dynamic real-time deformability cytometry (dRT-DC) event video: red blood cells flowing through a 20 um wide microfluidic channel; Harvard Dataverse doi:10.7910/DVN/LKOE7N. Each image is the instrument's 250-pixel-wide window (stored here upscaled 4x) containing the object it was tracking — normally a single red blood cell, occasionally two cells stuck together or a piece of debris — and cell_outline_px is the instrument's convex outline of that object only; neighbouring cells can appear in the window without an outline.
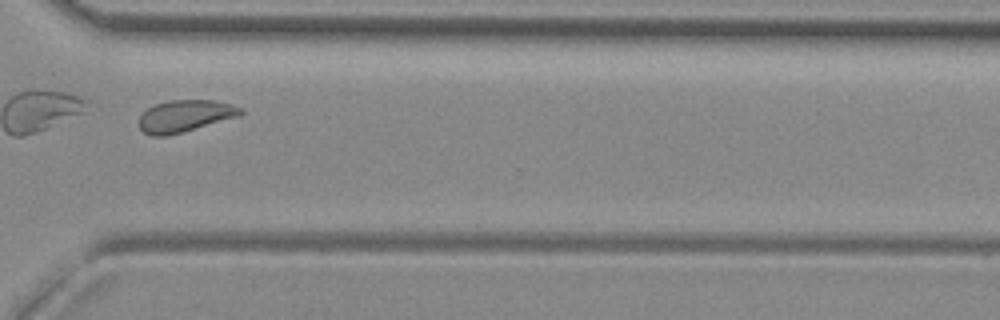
{"species": "common noctule bat (a hibernating species)", "species_latin": "Nyctalus noctula", "temperature_condition": "room temperature", "stored_images_in_passage": 36, "camera_frame_rate_fps": 3000, "um_per_image_px": 0.085, "animal": {"sex": "female", "body_mass_g": 29.2, "forearm_length_mm": 56.3}, "frame": {"image": 1, "passage_image": 26, "time_ms": 8.333, "image_size_px": [1000, 320], "cell_outline_px": [[244, 112], [240, 116], [168, 136], [152, 136], [144, 132], [140, 128], [140, 116], [148, 108], [156, 104], [172, 100], [216, 100], [232, 104], [240, 108]], "centroid_in_image_um": [15.75, 9.86], "position_along_channel_um": 354.8, "area_um2": 18.79}}